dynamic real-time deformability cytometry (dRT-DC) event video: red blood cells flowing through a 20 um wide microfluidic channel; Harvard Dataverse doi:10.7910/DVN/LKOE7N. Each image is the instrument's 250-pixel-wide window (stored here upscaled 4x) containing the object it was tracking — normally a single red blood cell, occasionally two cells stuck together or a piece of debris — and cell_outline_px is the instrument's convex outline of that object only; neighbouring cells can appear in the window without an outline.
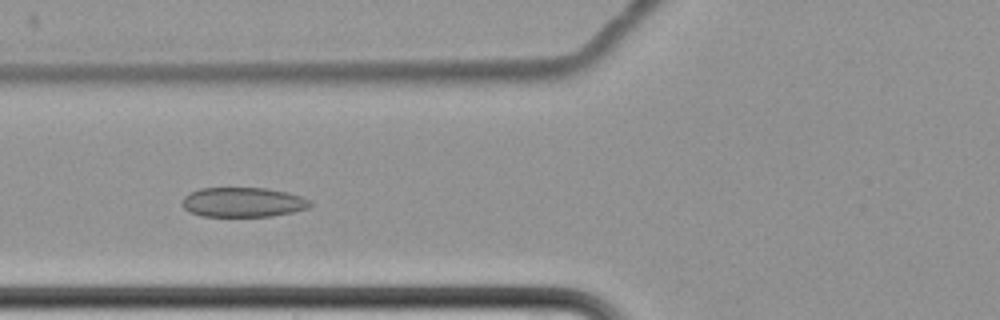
{"species": "common noctule bat (a hibernating species)", "species_latin": "Nyctalus noctula", "temperature_condition": "cold", "stored_images_in_passage": 15, "camera_frame_rate_fps": 3000, "um_per_image_px": 0.085, "animal": {"sex": "female", "body_mass_g": 22.7, "forearm_length_mm": 54.2}, "frame": {"image": 1, "passage_image": 6, "time_ms": 7.667, "image_size_px": [1000, 320], "cell_outline_px": [[312, 204], [308, 208], [292, 212], [272, 216], [204, 216], [188, 212], [180, 204], [180, 200], [184, 196], [200, 188], [264, 188], [288, 192], [300, 196], [308, 200]], "centroid_in_image_um": [20.61, 17.19], "position_along_channel_um": 105.2, "area_um2": 22.14}}
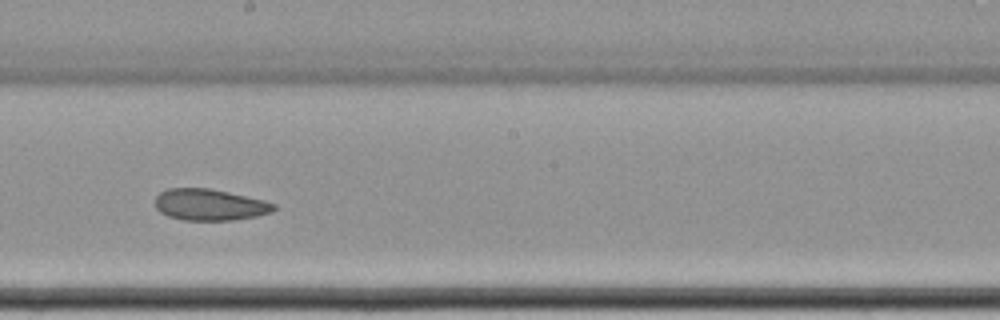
{"frame": {"image": 2, "passage_image": 9, "time_ms": 11.333, "image_size_px": [1000, 320], "cell_outline_px": [[276, 208], [272, 212], [256, 216], [232, 220], [184, 220], [168, 216], [160, 212], [156, 208], [156, 196], [160, 192], [168, 188], [208, 188], [228, 192], [264, 200], [276, 204]], "centroid_in_image_um": [17.82, 17.4], "position_along_channel_um": 230.4, "area_um2": 21.68}}
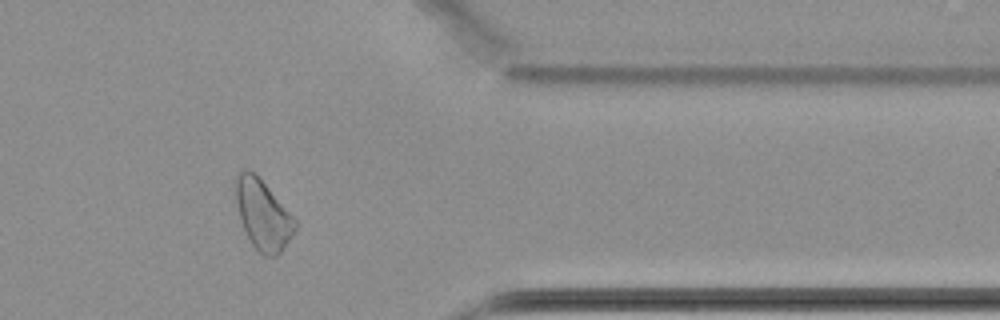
{"frame": {"image": 3, "passage_image": 13, "time_ms": 16.333, "image_size_px": [1000, 320], "cell_outline_px": [[296, 228], [292, 236], [280, 252], [276, 256], [264, 256], [252, 244], [244, 228], [240, 216], [232, 184], [232, 180], [244, 168], [256, 172], [296, 220]], "centroid_in_image_um": [22.31, 18.18], "position_along_channel_um": 389.1, "area_um2": 24.22}, "authors_computed_cell_mechanics": {"area_um2": 24.2182, "velocity_mm_per_s": 3.4261, "shape_relaxation_time_tau1_ms": 5.682, "shape_relaxation_time_tau2_ms": 4.0882, "deformation_change_tau1": 0.0781, "deformation_change_tau2": 0.0851}}